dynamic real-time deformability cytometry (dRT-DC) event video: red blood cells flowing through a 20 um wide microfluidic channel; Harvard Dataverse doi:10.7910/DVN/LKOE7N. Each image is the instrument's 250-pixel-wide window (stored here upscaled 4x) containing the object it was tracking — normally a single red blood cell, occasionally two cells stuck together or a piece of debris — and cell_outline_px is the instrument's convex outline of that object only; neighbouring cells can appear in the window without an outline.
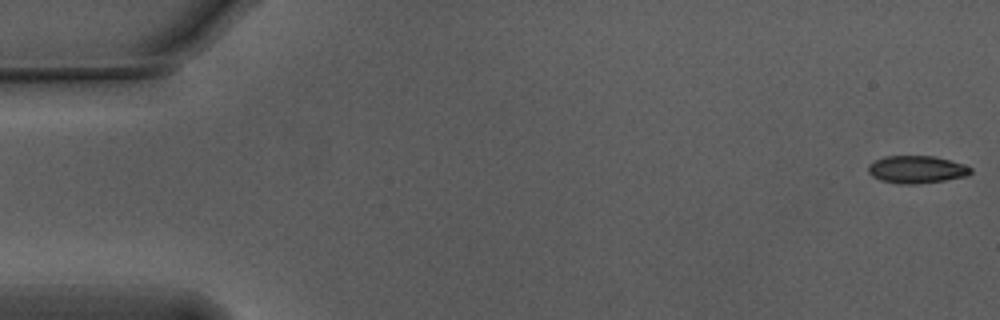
{"species": "Egyptian fruit bat (a non-hibernating species)", "species_latin": "Rousettus aegyptiacus", "temperature_condition": "warm", "stored_images_in_passage": 12, "camera_frame_rate_fps": 3000, "um_per_image_px": 0.085, "animal": {"sex": "male"}, "frame": {"image": 1, "passage_image": 1, "time_ms": 0.0, "image_size_px": [1000, 320], "cell_outline_px": [[972, 172], [968, 176], [944, 180], [916, 184], [900, 184], [880, 180], [872, 176], [868, 172], [868, 164], [884, 156], [936, 156], [964, 164], [972, 168]], "centroid_in_image_um": [77.92, 14.4], "position_along_channel_um": 7.1, "area_um2": 16.53}}